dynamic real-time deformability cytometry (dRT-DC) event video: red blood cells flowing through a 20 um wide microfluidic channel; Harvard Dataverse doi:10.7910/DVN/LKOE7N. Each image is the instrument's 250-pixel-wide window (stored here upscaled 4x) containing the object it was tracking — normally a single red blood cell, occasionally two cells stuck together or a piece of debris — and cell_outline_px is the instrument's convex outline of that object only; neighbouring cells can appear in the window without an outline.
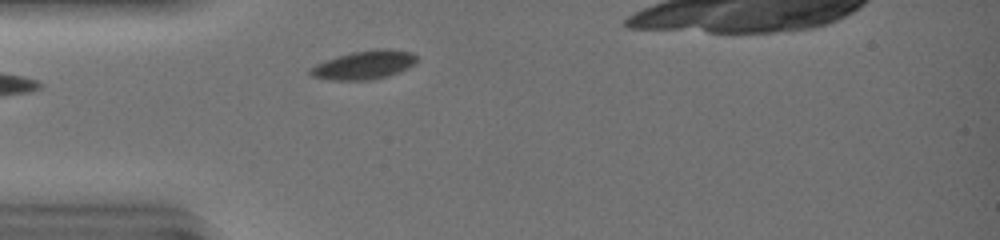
{"species": "common noctule bat (a hibernating species)", "species_latin": "Nyctalus noctula", "temperature_condition": "warm", "stored_images_in_passage": 8, "camera_frame_rate_fps": 3000, "um_per_image_px": 0.085, "animal": {"sex": "female", "body_mass_g": 19.0, "forearm_length_mm": 51.5}, "frame": {"image": 1, "passage_image": 1, "time_ms": 0.0, "image_size_px": [1000, 240], "cell_outline_px": [[416, 64], [400, 72], [388, 76], [372, 80], [328, 80], [312, 76], [308, 72], [316, 64], [352, 52], [376, 48], [384, 48], [412, 52], [416, 56]], "centroid_in_image_um": [31.0, 5.53], "position_along_channel_um": 54.0, "area_um2": 17.74}}